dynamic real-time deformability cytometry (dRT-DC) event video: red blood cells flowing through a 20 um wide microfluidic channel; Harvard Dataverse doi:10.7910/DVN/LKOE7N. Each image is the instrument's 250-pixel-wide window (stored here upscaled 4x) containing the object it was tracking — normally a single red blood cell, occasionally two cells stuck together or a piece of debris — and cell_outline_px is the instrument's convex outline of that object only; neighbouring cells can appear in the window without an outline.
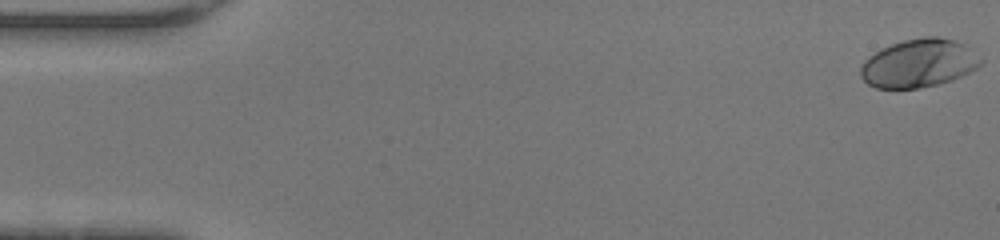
{"species": "human", "species_latin": "Homo sapiens", "temperature_condition": "warm", "stored_images_in_passage": 47, "camera_frame_rate_fps": 3000, "um_per_image_px": 0.085, "donor": {"sex": "female"}, "frame": {"image": 1, "passage_image": 1, "time_ms": 0.0, "image_size_px": [1000, 240], "cell_outline_px": [[984, 60], [976, 68], [952, 80], [936, 84], [916, 88], [876, 88], [868, 84], [860, 76], [860, 64], [868, 56], [880, 48], [904, 40], [924, 36], [936, 36], [956, 40], [964, 44]], "centroid_in_image_um": [78.06, 5.36], "position_along_channel_um": 6.9, "area_um2": 33.81}}
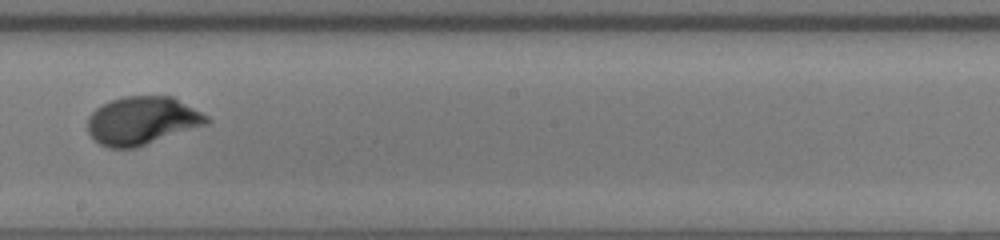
{"frame": {"image": 2, "passage_image": 27, "time_ms": 8.667, "image_size_px": [1000, 240], "cell_outline_px": [[212, 120], [208, 124], [136, 148], [108, 148], [100, 144], [88, 132], [88, 116], [96, 108], [108, 100], [124, 96], [172, 96], [208, 116]], "centroid_in_image_um": [12.08, 10.25], "position_along_channel_um": 236.1, "area_um2": 33.52}}
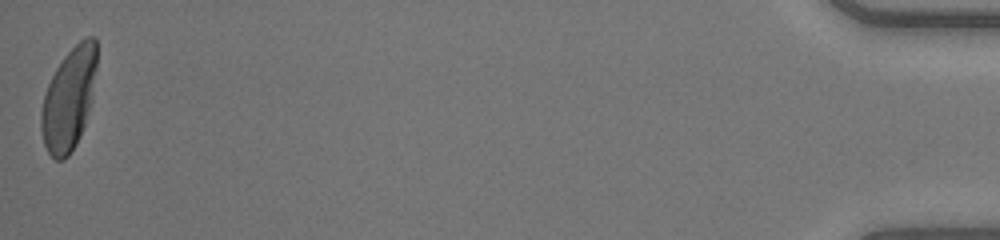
{"frame": {"image": 3, "passage_image": 47, "time_ms": 15.333, "image_size_px": [1000, 240], "cell_outline_px": [[96, 68], [92, 100], [80, 136], [76, 144], [68, 156], [64, 160], [56, 160], [48, 152], [44, 144], [40, 128], [40, 112], [44, 96], [48, 84], [56, 68], [64, 56], [80, 40], [88, 36], [92, 36], [96, 40]], "centroid_in_image_um": [5.84, 8.42], "position_along_channel_um": 429.4, "area_um2": 32.95}, "authors_computed_cell_mechanics": {"area_um2": 32.5414, "velocity_mm_per_s": 4.4349, "shape_relaxation_time_tau1_ms": 2.2878, "shape_relaxation_time_tau2_ms": null, "deformation_change_tau1": 0.1659, "deformation_change_tau2": null}}